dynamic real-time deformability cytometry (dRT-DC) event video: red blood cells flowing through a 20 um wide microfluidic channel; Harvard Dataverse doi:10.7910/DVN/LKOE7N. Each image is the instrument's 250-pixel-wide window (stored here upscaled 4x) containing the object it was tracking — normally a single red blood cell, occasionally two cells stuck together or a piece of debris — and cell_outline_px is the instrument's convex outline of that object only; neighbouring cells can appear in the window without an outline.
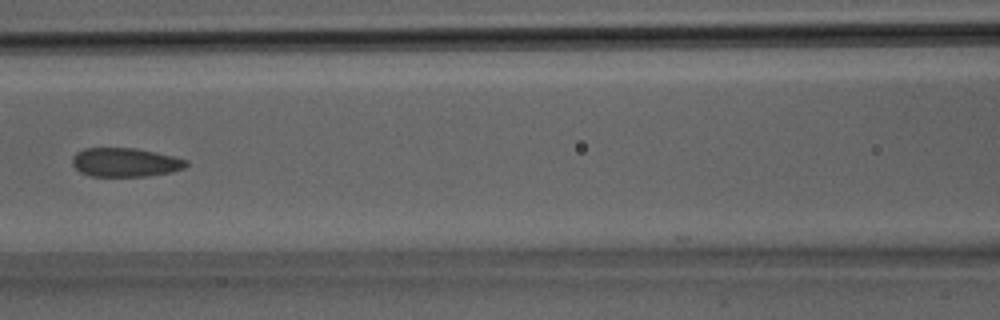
{"species": "Egyptian fruit bat (a non-hibernating species)", "species_latin": "Rousettus aegyptiacus", "temperature_condition": "room temperature", "stored_images_in_passage": 27, "camera_frame_rate_fps": 3000, "um_per_image_px": 0.085, "animal": {"sex": "male"}, "frame": {"image": 1, "passage_image": 12, "time_ms": 3.667, "image_size_px": [1000, 320], "cell_outline_px": [[188, 164], [184, 168], [172, 172], [148, 176], [92, 176], [80, 172], [72, 164], [72, 156], [76, 152], [84, 148], [136, 148], [172, 156], [188, 160]], "centroid_in_image_um": [10.63, 13.8], "position_along_channel_um": 156.0, "area_um2": 19.19}}
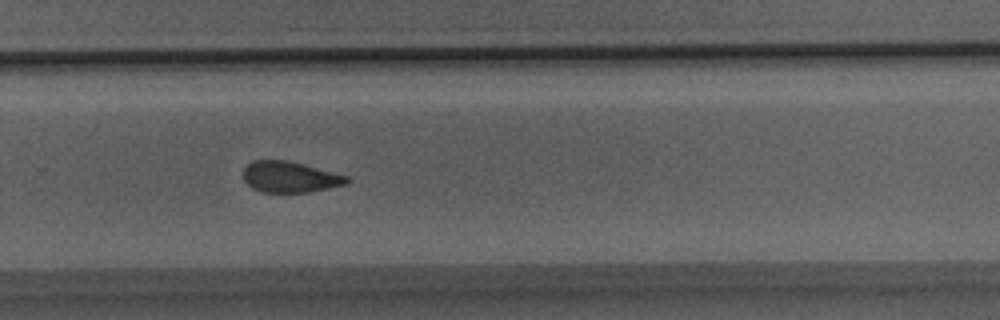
{"frame": {"image": 2, "passage_image": 19, "time_ms": 6.0, "image_size_px": [1000, 320], "cell_outline_px": [[352, 180], [348, 184], [308, 192], [260, 192], [252, 188], [244, 180], [244, 168], [252, 160], [288, 160], [304, 164], [348, 176]], "centroid_in_image_um": [24.66, 15.04], "position_along_channel_um": 305.1, "area_um2": 18.79}}
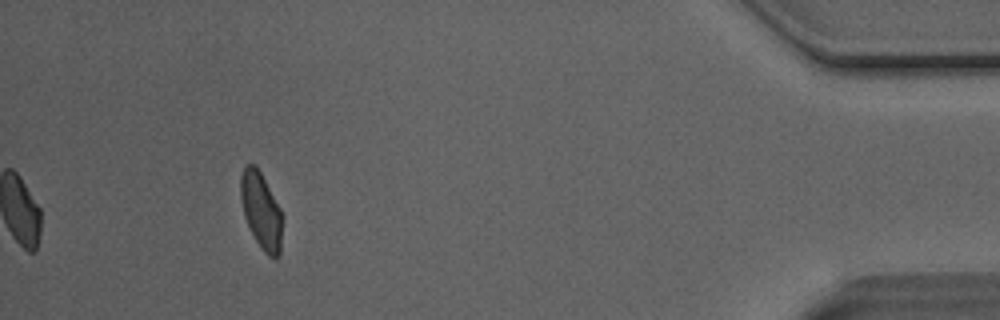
{"frame": {"image": 3, "passage_image": 27, "time_ms": 8.667, "image_size_px": [1000, 320], "cell_outline_px": [[284, 216], [280, 256], [276, 260], [268, 256], [264, 252], [256, 240], [244, 216], [240, 196], [240, 176], [244, 164], [256, 164], [280, 208]], "centroid_in_image_um": [22.22, 17.92], "position_along_channel_um": 413.0, "area_um2": 18.96}}